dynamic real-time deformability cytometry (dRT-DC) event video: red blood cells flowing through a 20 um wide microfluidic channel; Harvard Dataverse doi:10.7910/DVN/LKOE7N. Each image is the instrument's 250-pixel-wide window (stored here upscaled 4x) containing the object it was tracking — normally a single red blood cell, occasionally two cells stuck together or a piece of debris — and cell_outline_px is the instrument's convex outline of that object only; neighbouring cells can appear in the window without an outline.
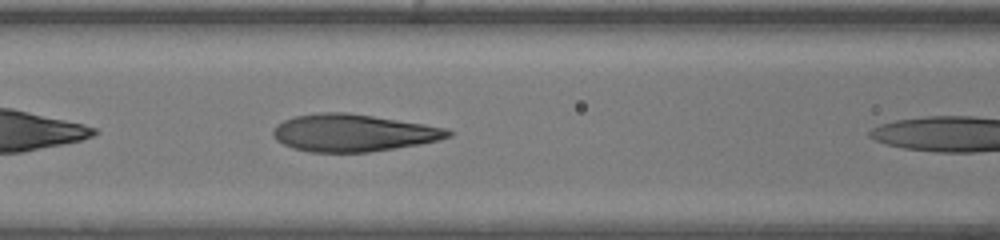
{"species": "human", "species_latin": "Homo sapiens", "temperature_condition": "warm", "stored_images_in_passage": 14, "camera_frame_rate_fps": 3000, "um_per_image_px": 0.085, "donor": {"sex": "female"}, "frame": {"image": 1, "passage_image": 7, "time_ms": 2.0, "image_size_px": [1000, 240], "cell_outline_px": [[452, 136], [440, 140], [420, 144], [368, 152], [308, 152], [292, 148], [276, 140], [272, 136], [272, 128], [276, 124], [292, 116], [320, 112], [348, 112], [424, 124], [448, 128], [452, 132]], "centroid_in_image_um": [29.99, 11.29], "position_along_channel_um": 136.6, "area_um2": 38.32}}
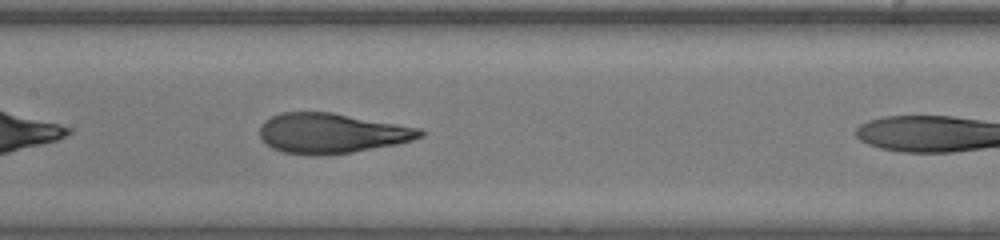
{"frame": {"image": 2, "passage_image": 10, "time_ms": 3.0, "image_size_px": [1000, 240], "cell_outline_px": [[424, 136], [412, 140], [396, 144], [352, 152], [324, 156], [312, 156], [284, 152], [272, 148], [264, 144], [260, 136], [260, 124], [264, 120], [280, 112], [332, 112], [424, 128]], "centroid_in_image_um": [28.19, 11.32], "position_along_channel_um": 179.2, "area_um2": 37.97}}